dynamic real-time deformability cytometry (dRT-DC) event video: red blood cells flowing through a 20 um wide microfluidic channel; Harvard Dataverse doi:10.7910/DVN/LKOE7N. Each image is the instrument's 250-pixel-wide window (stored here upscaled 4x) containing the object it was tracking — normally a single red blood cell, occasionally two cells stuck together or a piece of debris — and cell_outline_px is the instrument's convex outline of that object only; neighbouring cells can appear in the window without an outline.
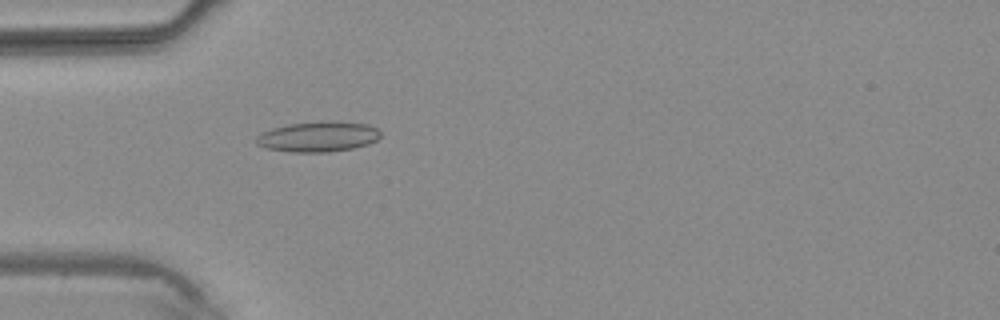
{"species": "common noctule bat (a hibernating species)", "species_latin": "Nyctalus noctula", "temperature_condition": "warm", "stored_images_in_passage": 4, "camera_frame_rate_fps": 3000, "um_per_image_px": 0.085, "animal": {"sex": "male", "body_mass_g": 20.4}, "frame": {"image": 1, "passage_image": 4, "time_ms": 4.333, "image_size_px": [1000, 320], "cell_outline_px": [[380, 136], [376, 140], [368, 144], [352, 148], [328, 152], [292, 152], [268, 148], [256, 144], [256, 136], [272, 128], [288, 124], [320, 120], [332, 120], [368, 124], [376, 128], [380, 132]], "centroid_in_image_um": [27.05, 11.59], "position_along_channel_um": 57.9, "area_um2": 22.08}}